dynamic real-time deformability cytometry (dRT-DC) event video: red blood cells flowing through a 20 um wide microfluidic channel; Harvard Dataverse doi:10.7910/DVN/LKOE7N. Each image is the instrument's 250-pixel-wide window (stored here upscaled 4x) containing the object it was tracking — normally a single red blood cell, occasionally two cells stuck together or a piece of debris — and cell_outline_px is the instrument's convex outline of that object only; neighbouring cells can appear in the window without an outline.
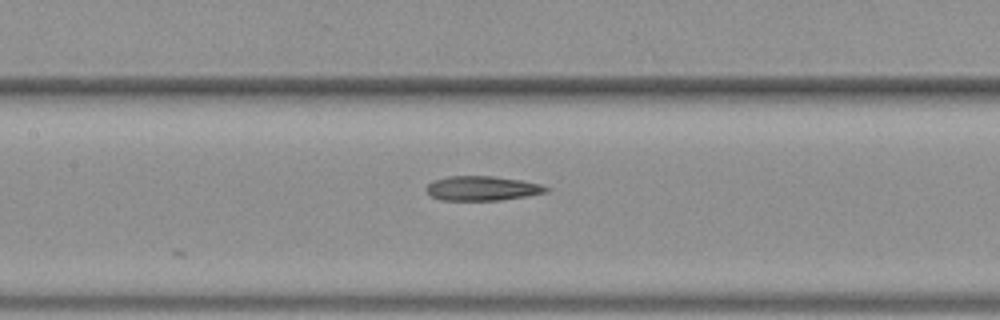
{"species": "common noctule bat (a hibernating species)", "species_latin": "Nyctalus noctula", "temperature_condition": "warm", "stored_images_in_passage": 24, "camera_frame_rate_fps": 3000, "um_per_image_px": 0.085, "animal": {"sex": "female", "body_mass_g": 19.3, "forearm_length_mm": 54.1}, "frame": {"image": 1, "passage_image": 24, "time_ms": 7.667, "image_size_px": [1000, 320], "cell_outline_px": [[552, 188], [548, 192], [500, 200], [440, 200], [432, 196], [424, 188], [428, 184], [436, 180], [448, 176], [492, 176], [520, 180], [540, 184]], "centroid_in_image_um": [41.0, 16.01], "position_along_channel_um": 166.4, "area_um2": 16.99}}